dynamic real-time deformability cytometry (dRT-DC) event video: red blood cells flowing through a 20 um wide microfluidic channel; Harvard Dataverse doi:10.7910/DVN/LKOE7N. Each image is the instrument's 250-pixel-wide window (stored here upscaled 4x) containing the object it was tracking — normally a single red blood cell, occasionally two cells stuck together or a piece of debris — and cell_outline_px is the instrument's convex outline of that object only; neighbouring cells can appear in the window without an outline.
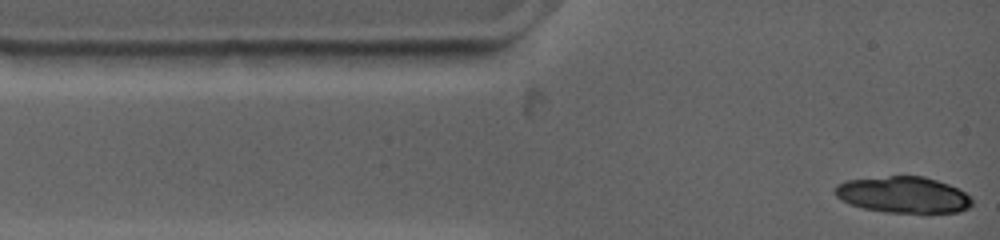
{"species": "common noctule bat (a hibernating species)", "species_latin": "Nyctalus noctula", "temperature_condition": "warm", "stored_images_in_passage": 2, "camera_frame_rate_fps": 4500, "um_per_image_px": 0.085, "animal": {"sex": "female", "body_mass_g": 19.0, "forearm_length_mm": 53.3}, "frame": {"image": 1, "passage_image": 1, "time_ms": 0.0, "image_size_px": [1000, 240], "cell_outline_px": [[972, 204], [968, 208], [960, 212], [884, 212], [864, 208], [848, 204], [836, 196], [832, 188], [836, 184], [844, 180], [888, 176], [924, 176], [948, 184], [964, 192], [972, 200]], "centroid_in_image_um": [76.71, 16.55], "position_along_channel_um": 8.3, "area_um2": 29.02}}